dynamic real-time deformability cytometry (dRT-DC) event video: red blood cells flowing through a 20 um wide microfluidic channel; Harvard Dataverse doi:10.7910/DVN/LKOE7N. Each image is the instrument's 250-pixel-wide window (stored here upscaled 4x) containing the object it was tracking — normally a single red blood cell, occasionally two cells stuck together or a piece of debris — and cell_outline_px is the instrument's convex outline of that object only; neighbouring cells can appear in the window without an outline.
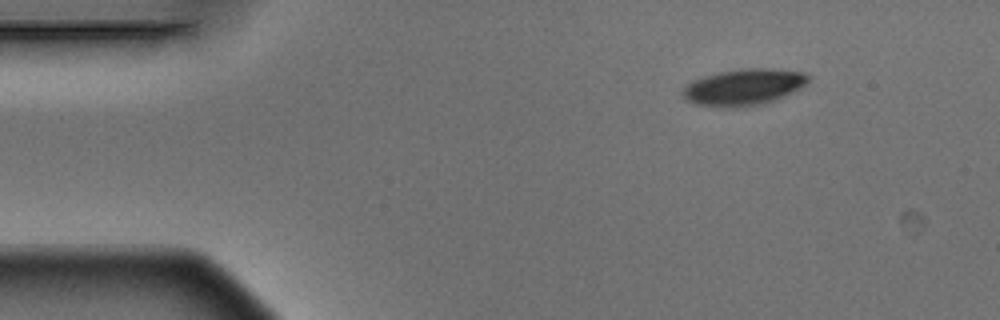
{"species": "Egyptian fruit bat (a non-hibernating species)", "species_latin": "Rousettus aegyptiacus", "temperature_condition": "warm", "stored_images_in_passage": 3, "camera_frame_rate_fps": 3000, "um_per_image_px": 0.085, "animal": {"sex": "male"}, "frame": {"image": 1, "passage_image": 1, "time_ms": 0.0, "image_size_px": [1000, 320], "cell_outline_px": [[808, 84], [776, 100], [764, 104], [728, 108], [720, 108], [696, 104], [684, 100], [680, 92], [692, 80], [704, 76], [720, 72], [740, 68], [772, 68], [804, 72], [808, 76]], "centroid_in_image_um": [63.19, 7.41], "position_along_channel_um": 21.8, "area_um2": 26.99}}